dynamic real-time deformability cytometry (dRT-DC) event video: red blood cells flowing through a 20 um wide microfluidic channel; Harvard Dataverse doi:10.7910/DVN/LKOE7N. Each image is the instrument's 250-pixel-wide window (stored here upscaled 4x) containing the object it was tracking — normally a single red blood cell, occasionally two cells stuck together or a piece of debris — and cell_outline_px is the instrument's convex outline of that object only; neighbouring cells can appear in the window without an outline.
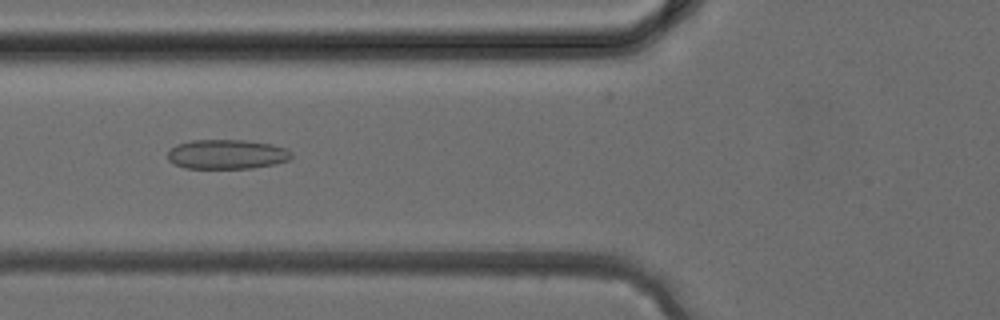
{"species": "common noctule bat (a hibernating species)", "species_latin": "Nyctalus noctula", "temperature_condition": "cold", "stored_images_in_passage": 29, "camera_frame_rate_fps": 3000, "um_per_image_px": 0.085, "animal": {"sex": "female", "body_mass_g": 24.6, "forearm_length_mm": 56.2}, "frame": {"image": 1, "passage_image": 5, "time_ms": 1.333, "image_size_px": [1000, 320], "cell_outline_px": [[292, 156], [288, 160], [276, 164], [252, 168], [184, 168], [168, 160], [168, 152], [176, 144], [192, 140], [244, 140], [272, 144], [288, 148], [292, 152]], "centroid_in_image_um": [19.31, 13.11], "position_along_channel_um": 106.5, "area_um2": 21.39}}
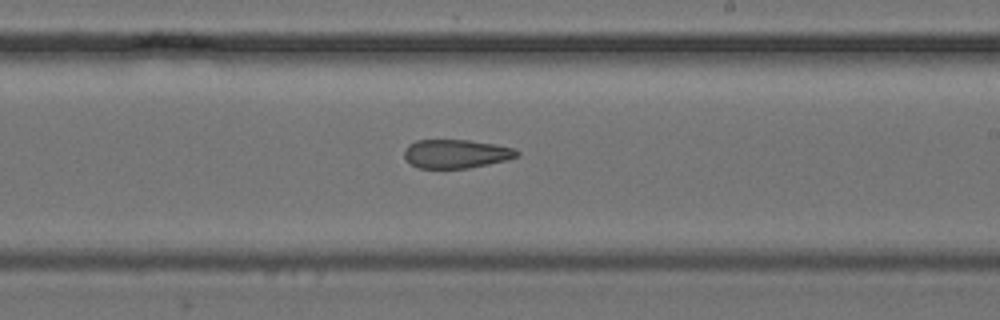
{"frame": {"image": 2, "passage_image": 13, "time_ms": 4.0, "image_size_px": [1000, 320], "cell_outline_px": [[520, 156], [508, 160], [468, 168], [420, 168], [412, 164], [404, 156], [404, 152], [408, 144], [416, 140], [468, 140], [496, 144], [516, 148], [520, 152]], "centroid_in_image_um": [38.83, 13.06], "position_along_channel_um": 250.2, "area_um2": 18.96}}
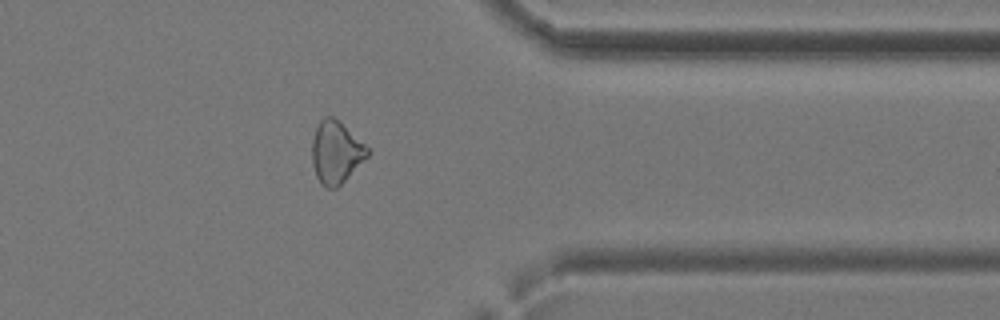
{"frame": {"image": 3, "passage_image": 21, "time_ms": 6.667, "image_size_px": [1000, 320], "cell_outline_px": [[372, 152], [336, 188], [324, 188], [320, 184], [316, 176], [312, 164], [312, 140], [316, 128], [320, 120], [324, 116], [332, 116], [372, 148]], "centroid_in_image_um": [28.57, 12.94], "position_along_channel_um": 382.8, "area_um2": 20.29}}